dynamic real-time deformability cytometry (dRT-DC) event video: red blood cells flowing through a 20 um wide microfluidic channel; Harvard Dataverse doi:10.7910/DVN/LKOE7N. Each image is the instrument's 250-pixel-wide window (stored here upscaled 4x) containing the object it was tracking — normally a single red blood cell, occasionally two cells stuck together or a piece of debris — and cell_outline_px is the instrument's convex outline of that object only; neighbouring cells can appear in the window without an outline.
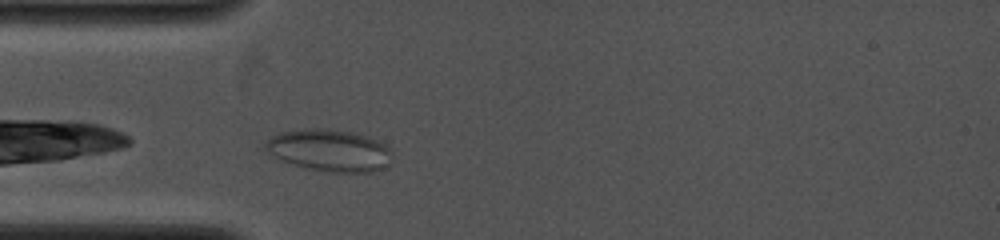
{"species": "common noctule bat (a hibernating species)", "species_latin": "Nyctalus noctula", "temperature_condition": "cold", "stored_images_in_passage": 25, "camera_frame_rate_fps": 4000, "um_per_image_px": 0.085, "animal": {"sex": "female", "body_mass_g": 19.0, "forearm_length_mm": 53.3}, "frame": {"image": 1, "passage_image": 2, "time_ms": 0.5, "image_size_px": [1000, 240], "cell_outline_px": [[392, 152], [388, 164], [384, 168], [372, 172], [324, 172], [308, 168], [280, 160], [272, 156], [264, 148], [264, 144], [272, 136], [280, 132], [304, 128], [328, 128], [352, 132], [368, 136], [384, 144]], "centroid_in_image_um": [27.98, 12.77], "position_along_channel_um": 57.0, "area_um2": 31.15}}
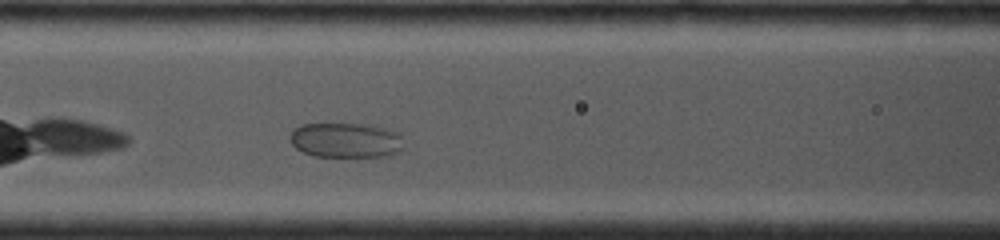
{"frame": {"image": 2, "passage_image": 7, "time_ms": 2.5, "image_size_px": [1000, 240], "cell_outline_px": [[404, 148], [400, 152], [392, 156], [312, 156], [296, 148], [288, 140], [288, 136], [296, 128], [304, 124], [372, 124], [388, 128], [396, 132], [400, 136]], "centroid_in_image_um": [29.43, 11.92], "position_along_channel_um": 137.2, "area_um2": 23.41}}
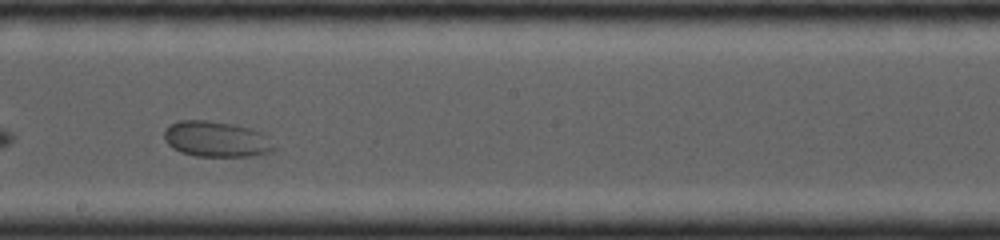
{"frame": {"image": 3, "passage_image": 13, "time_ms": 4.75, "image_size_px": [1000, 240], "cell_outline_px": [[276, 148], [272, 152], [252, 156], [196, 156], [180, 152], [172, 148], [164, 140], [164, 128], [180, 120], [208, 120], [232, 124], [264, 132]], "centroid_in_image_um": [18.38, 11.83], "position_along_channel_um": 229.8, "area_um2": 23.0}}